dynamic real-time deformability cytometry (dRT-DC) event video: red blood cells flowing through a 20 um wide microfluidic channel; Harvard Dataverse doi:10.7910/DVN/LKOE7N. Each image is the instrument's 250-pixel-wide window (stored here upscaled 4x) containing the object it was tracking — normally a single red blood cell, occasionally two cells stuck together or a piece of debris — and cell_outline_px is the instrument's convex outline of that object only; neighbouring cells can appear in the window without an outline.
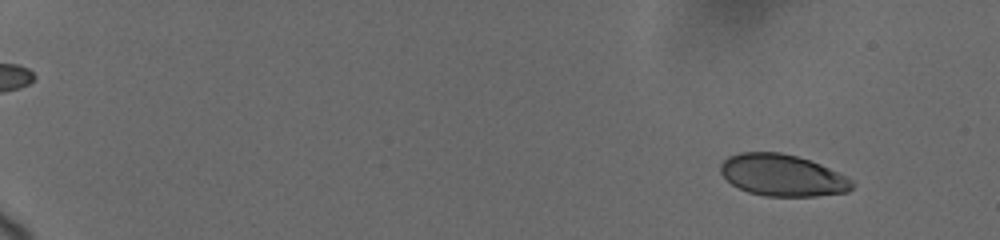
{"species": "human", "species_latin": "Homo sapiens", "temperature_condition": "cold", "stored_images_in_passage": 13, "camera_frame_rate_fps": 3000, "um_per_image_px": 0.085, "donor": {"sex": "female"}, "frame": {"image": 1, "passage_image": 3, "time_ms": 1.667, "image_size_px": [1000, 240], "cell_outline_px": [[852, 188], [848, 192], [816, 196], [764, 196], [748, 192], [732, 184], [720, 172], [720, 164], [728, 156], [740, 152], [780, 152], [796, 156], [820, 164], [852, 180]], "centroid_in_image_um": [66.47, 14.9], "position_along_channel_um": 18.5, "area_um2": 31.73}}
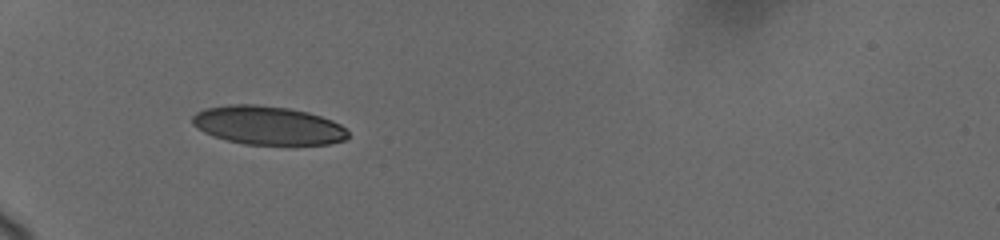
{"frame": {"image": 2, "passage_image": 9, "time_ms": 7.0, "image_size_px": [1000, 240], "cell_outline_px": [[348, 136], [344, 140], [328, 144], [244, 144], [228, 140], [204, 132], [192, 124], [192, 116], [196, 112], [204, 108], [228, 104], [256, 104], [288, 108], [308, 112], [332, 120], [340, 124], [348, 132]], "centroid_in_image_um": [22.75, 10.64], "position_along_channel_um": 62.3, "area_um2": 34.85}}
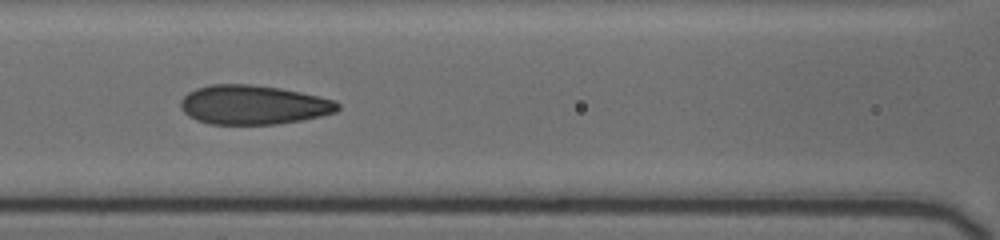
{"frame": {"image": 3, "passage_image": 12, "time_ms": 9.667, "image_size_px": [1000, 240], "cell_outline_px": [[340, 108], [336, 112], [320, 116], [300, 120], [276, 124], [208, 124], [196, 120], [188, 116], [180, 108], [180, 100], [188, 92], [196, 88], [212, 84], [248, 84], [280, 88], [300, 92], [336, 100], [340, 104]], "centroid_in_image_um": [21.51, 8.91], "position_along_channel_um": 145.1, "area_um2": 36.01}}